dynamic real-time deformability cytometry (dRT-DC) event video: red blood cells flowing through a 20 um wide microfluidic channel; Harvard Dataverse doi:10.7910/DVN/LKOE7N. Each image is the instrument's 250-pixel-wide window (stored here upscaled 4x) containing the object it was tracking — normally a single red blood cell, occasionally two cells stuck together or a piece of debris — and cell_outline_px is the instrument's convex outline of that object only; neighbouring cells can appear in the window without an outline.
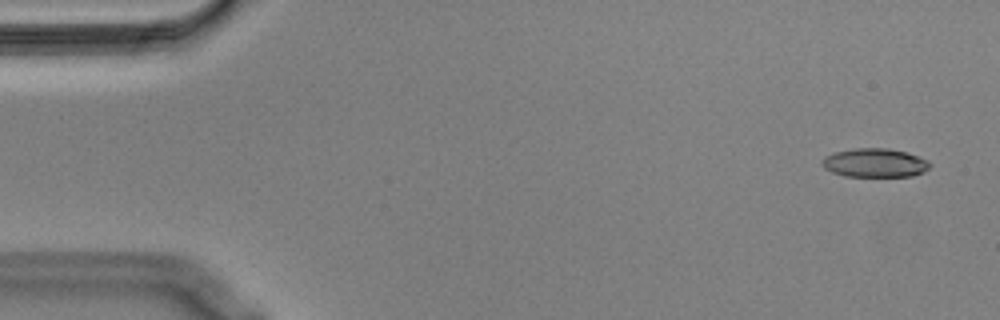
{"species": "Egyptian fruit bat (a non-hibernating species)", "species_latin": "Rousettus aegyptiacus", "temperature_condition": "cold", "stored_images_in_passage": 56, "segment_of_instrument_passage": [1, 2], "camera_frame_rate_fps": 3000, "um_per_image_px": 0.085, "animal": {"sex": "male"}, "frame": {"image": 1, "passage_image": 3, "time_ms": 0.667, "image_size_px": [1000, 320], "cell_outline_px": [[932, 164], [924, 172], [912, 176], [844, 176], [832, 172], [824, 168], [820, 164], [820, 160], [824, 156], [836, 152], [856, 148], [888, 148], [920, 156], [928, 160]], "centroid_in_image_um": [74.35, 13.84], "position_along_channel_um": 10.7, "area_um2": 18.21}}
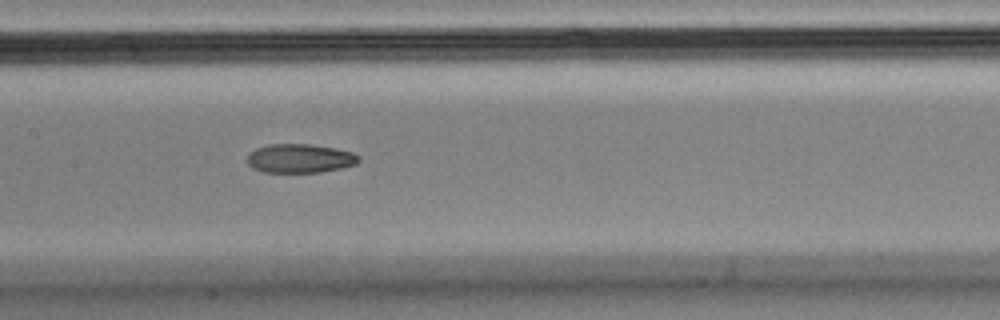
{"frame": {"image": 2, "passage_image": 27, "time_ms": 8.667, "image_size_px": [1000, 320], "cell_outline_px": [[360, 160], [356, 164], [340, 168], [320, 172], [264, 172], [252, 168], [248, 164], [248, 152], [256, 148], [268, 144], [312, 144], [336, 148], [352, 152], [360, 156]], "centroid_in_image_um": [25.49, 13.45], "position_along_channel_um": 181.9, "area_um2": 18.9}}
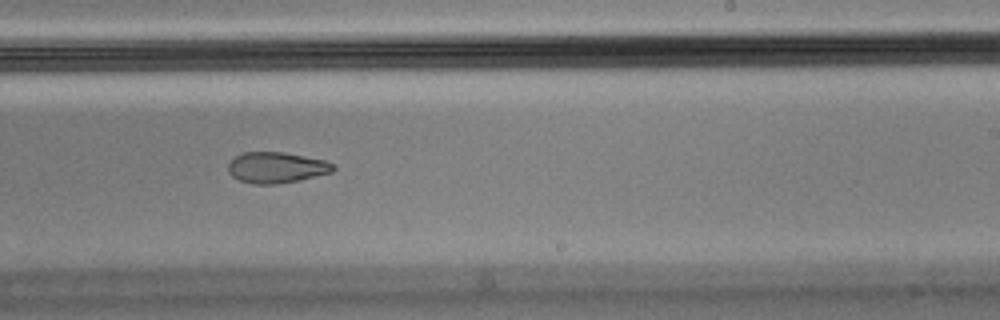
{"frame": {"image": 3, "passage_image": 34, "time_ms": 11.0, "image_size_px": [1000, 320], "cell_outline_px": [[336, 168], [332, 172], [300, 180], [276, 184], [252, 184], [240, 180], [232, 176], [228, 172], [228, 164], [236, 156], [244, 152], [284, 152], [324, 160], [332, 164]], "centroid_in_image_um": [23.49, 14.24], "position_along_channel_um": 265.5, "area_um2": 18.84}}